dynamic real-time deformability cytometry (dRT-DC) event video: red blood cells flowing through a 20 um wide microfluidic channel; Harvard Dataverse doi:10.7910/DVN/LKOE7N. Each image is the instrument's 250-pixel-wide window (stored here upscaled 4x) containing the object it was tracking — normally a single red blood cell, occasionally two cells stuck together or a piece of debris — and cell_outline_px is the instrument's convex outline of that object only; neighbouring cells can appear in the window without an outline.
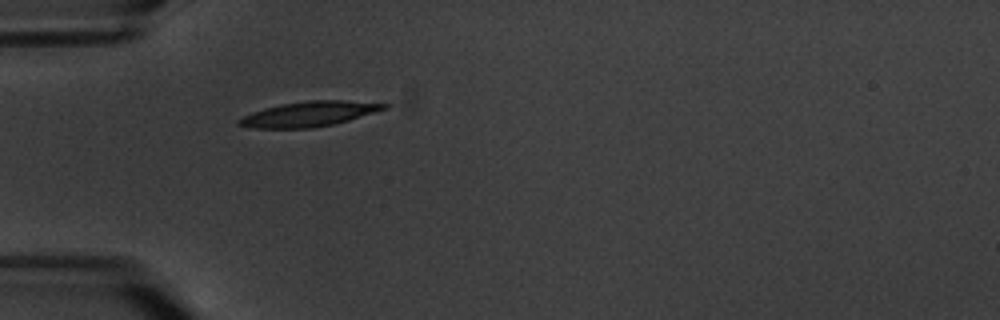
{"species": "common noctule bat (a hibernating species)", "species_latin": "Nyctalus noctula", "temperature_condition": "warm", "stored_images_in_passage": 1, "camera_frame_rate_fps": 3000, "um_per_image_px": 0.085, "animal": {"sex": "male", "body_mass_g": 20.1, "forearm_length_mm": 53.5}, "frame": {"image": 1, "passage_image": 1, "time_ms": 0.0, "image_size_px": [1000, 320], "cell_outline_px": [[392, 104], [388, 108], [348, 120], [332, 124], [312, 128], [252, 128], [236, 124], [236, 120], [252, 112], [264, 108], [280, 104], [308, 100], [344, 100]], "centroid_in_image_um": [26.26, 9.68], "position_along_channel_um": 58.7, "area_um2": 21.15}}